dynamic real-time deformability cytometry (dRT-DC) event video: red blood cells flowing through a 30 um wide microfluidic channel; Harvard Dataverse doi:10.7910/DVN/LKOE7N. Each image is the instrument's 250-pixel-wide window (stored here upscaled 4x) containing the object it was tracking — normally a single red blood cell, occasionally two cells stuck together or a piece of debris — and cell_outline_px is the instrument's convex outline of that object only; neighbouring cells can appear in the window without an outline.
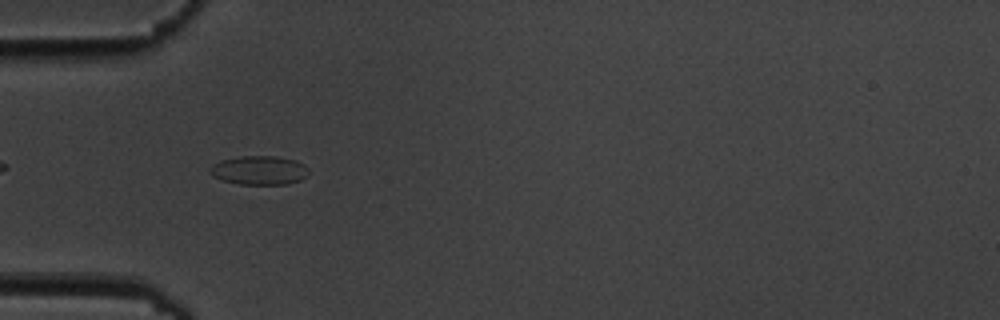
{"species": "common noctule bat (a hibernating species)", "species_latin": "Nyctalus noctula", "temperature_condition": "cold", "stored_images_in_passage": 2, "camera_frame_rate_fps": 3000, "um_per_image_px": 0.085, "animal": {"sex": "male", "body_mass_g": 19.5, "forearm_length_mm": 54.6}, "frame": {"image": 1, "passage_image": 1, "time_ms": 0.0, "image_size_px": [1000, 320], "cell_outline_px": [[308, 176], [300, 180], [288, 184], [240, 184], [224, 180], [212, 176], [208, 172], [208, 168], [212, 164], [220, 160], [240, 156], [276, 156], [296, 160], [304, 164], [308, 168]], "centroid_in_image_um": [22.03, 14.46], "position_along_channel_um": 63.0, "area_um2": 16.82}}
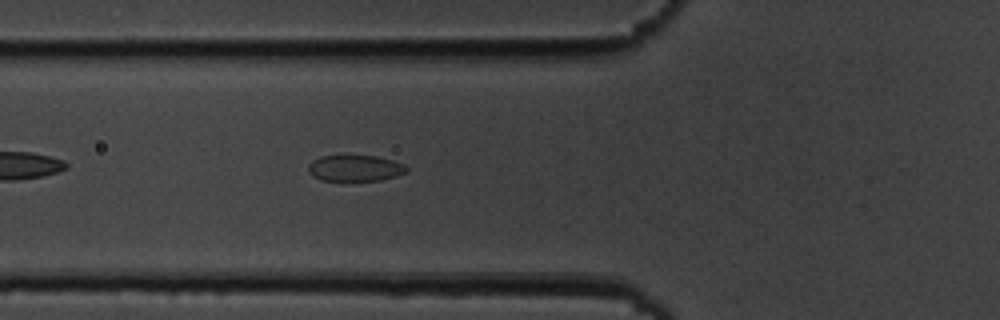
{"frame": {"image": 2, "passage_image": 2, "time_ms": 1.0, "image_size_px": [1000, 320], "cell_outline_px": [[408, 172], [396, 176], [380, 180], [320, 180], [312, 176], [308, 172], [308, 164], [312, 160], [320, 156], [376, 156], [392, 160], [404, 164], [408, 168]], "centroid_in_image_um": [30.17, 14.29], "position_along_channel_um": 95.6, "area_um2": 14.97}}